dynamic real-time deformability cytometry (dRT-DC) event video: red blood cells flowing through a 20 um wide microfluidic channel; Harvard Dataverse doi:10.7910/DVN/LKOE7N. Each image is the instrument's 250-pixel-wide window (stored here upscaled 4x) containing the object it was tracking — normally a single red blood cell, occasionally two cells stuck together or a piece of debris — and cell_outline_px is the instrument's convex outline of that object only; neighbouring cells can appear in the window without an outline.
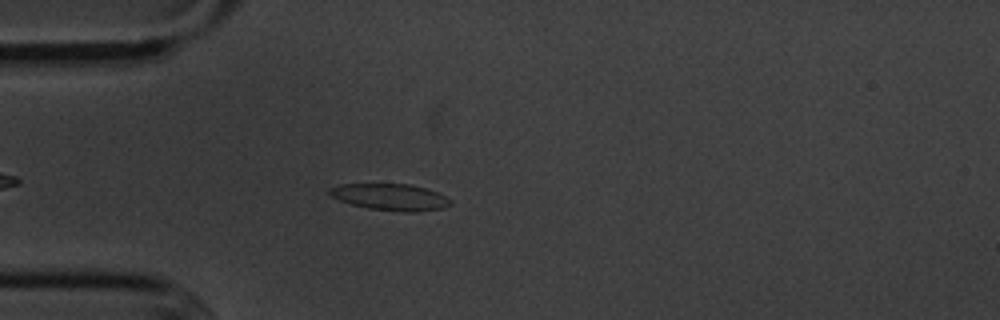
{"species": "common noctule bat (a hibernating species)", "species_latin": "Nyctalus noctula", "temperature_condition": "cold", "stored_images_in_passage": 40, "camera_frame_rate_fps": 3000, "um_per_image_px": 0.085, "animal": {"sex": "male", "body_mass_g": 20.1, "forearm_length_mm": 53.5}, "frame": {"image": 1, "passage_image": 8, "time_ms": 2.333, "image_size_px": [1000, 320], "cell_outline_px": [[452, 204], [444, 208], [416, 212], [400, 212], [368, 208], [352, 204], [340, 200], [332, 196], [328, 192], [328, 188], [340, 184], [408, 184], [428, 188], [440, 192], [452, 200]], "centroid_in_image_um": [33.24, 16.75], "position_along_channel_um": 51.8, "area_um2": 18.96}}
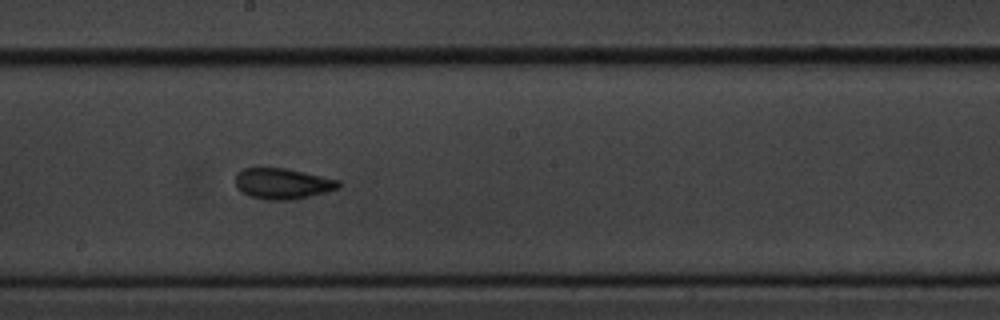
{"frame": {"image": 2, "passage_image": 23, "time_ms": 7.333, "image_size_px": [1000, 320], "cell_outline_px": [[340, 188], [292, 200], [268, 200], [248, 196], [236, 188], [236, 172], [244, 168], [284, 168], [340, 180]], "centroid_in_image_um": [23.98, 15.61], "position_along_channel_um": 224.2, "area_um2": 18.44}}
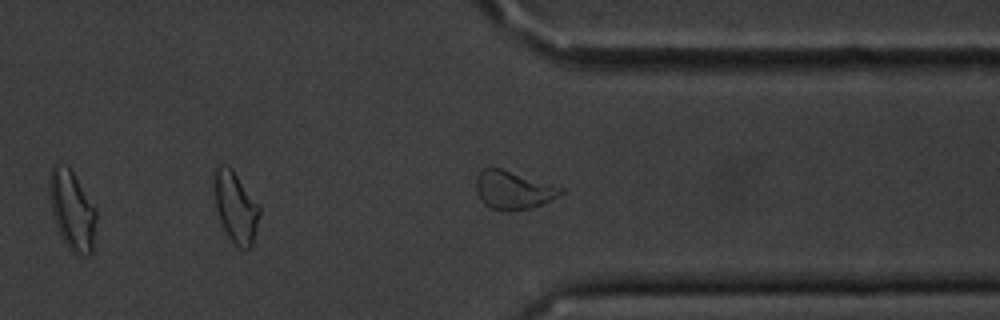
{"frame": {"image": 3, "passage_image": 35, "time_ms": 11.333, "image_size_px": [1000, 320], "cell_outline_px": [[564, 192], [532, 208], [508, 212], [492, 208], [484, 204], [476, 192], [476, 180], [480, 172], [484, 168], [500, 168], [564, 188]], "centroid_in_image_um": [43.59, 16.17], "position_along_channel_um": 367.8, "area_um2": 18.55}, "authors_computed_cell_mechanics": {"area_um2": 18.0914, "velocity_mm_per_s": 3.6121, "shape_relaxation_time_tau1_ms": 3.7173, "shape_relaxation_time_tau2_ms": 2.2066, "deformation_change_tau1": 0.1197, "deformation_change_tau2": 0.0875}}